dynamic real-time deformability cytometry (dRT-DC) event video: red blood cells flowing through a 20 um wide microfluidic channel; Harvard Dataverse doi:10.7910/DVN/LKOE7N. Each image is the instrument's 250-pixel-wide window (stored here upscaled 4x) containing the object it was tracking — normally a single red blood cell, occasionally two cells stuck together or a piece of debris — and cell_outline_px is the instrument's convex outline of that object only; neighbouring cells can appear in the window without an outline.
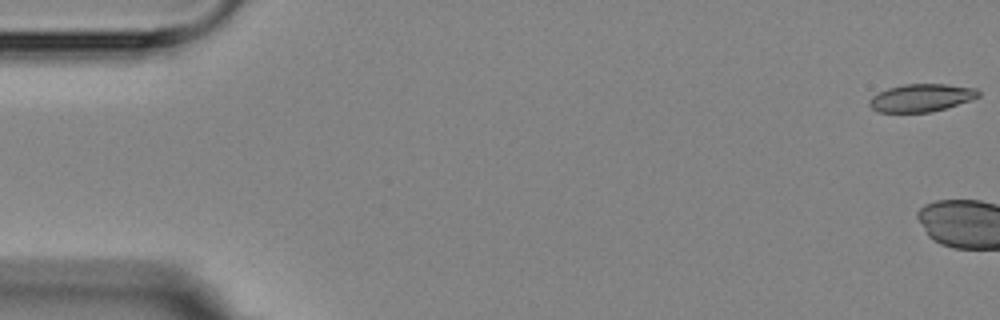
{"species": "Egyptian fruit bat (a non-hibernating species)", "species_latin": "Rousettus aegyptiacus", "temperature_condition": "room temperature", "stored_images_in_passage": 3, "camera_frame_rate_fps": 3000, "um_per_image_px": 0.085, "animal": {"sex": "female"}, "frame": {"image": 1, "passage_image": 1, "time_ms": 0.0, "image_size_px": [1000, 320], "cell_outline_px": [[980, 96], [932, 112], [880, 112], [872, 108], [868, 104], [868, 100], [872, 96], [888, 88], [904, 84], [944, 84], [976, 88], [980, 92]], "centroid_in_image_um": [78.28, 8.31], "position_along_channel_um": 6.7, "area_um2": 17.4}}